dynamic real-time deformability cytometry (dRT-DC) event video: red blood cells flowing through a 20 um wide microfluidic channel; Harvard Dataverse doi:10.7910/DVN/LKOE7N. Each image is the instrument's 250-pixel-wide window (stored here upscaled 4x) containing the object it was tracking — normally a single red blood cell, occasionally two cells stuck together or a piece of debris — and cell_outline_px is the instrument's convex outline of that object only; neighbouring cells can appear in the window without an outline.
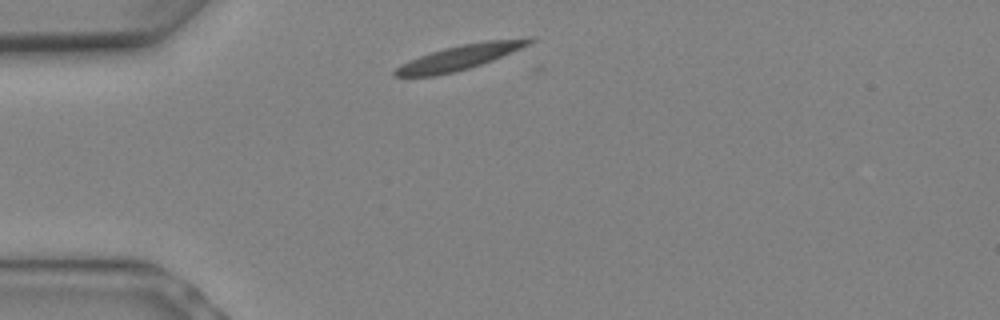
{"species": "Egyptian fruit bat (a non-hibernating species)", "species_latin": "Rousettus aegyptiacus", "temperature_condition": "warm", "stored_images_in_passage": 6, "camera_frame_rate_fps": 3000, "um_per_image_px": 0.085, "animal": {"sex": "female"}, "frame": {"image": 1, "passage_image": 1, "time_ms": 0.0, "image_size_px": [1000, 320], "cell_outline_px": [[532, 40], [508, 52], [488, 60], [464, 68], [448, 72], [424, 76], [396, 76], [396, 68], [404, 64], [424, 56], [448, 48], [468, 44], [500, 40]], "centroid_in_image_um": [38.88, 4.92], "position_along_channel_um": 46.1, "area_um2": 16.36}}
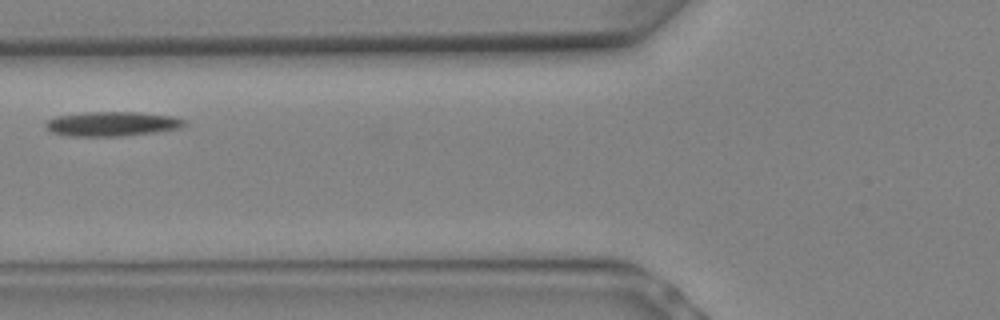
{"frame": {"image": 2, "passage_image": 4, "time_ms": 1.0, "image_size_px": [1000, 320], "cell_outline_px": [[180, 124], [168, 128], [140, 132], [60, 132], [52, 128], [48, 124], [52, 120], [68, 116], [160, 116], [180, 120]], "centroid_in_image_um": [9.53, 10.52], "position_along_channel_um": 116.3, "area_um2": 13.35}}